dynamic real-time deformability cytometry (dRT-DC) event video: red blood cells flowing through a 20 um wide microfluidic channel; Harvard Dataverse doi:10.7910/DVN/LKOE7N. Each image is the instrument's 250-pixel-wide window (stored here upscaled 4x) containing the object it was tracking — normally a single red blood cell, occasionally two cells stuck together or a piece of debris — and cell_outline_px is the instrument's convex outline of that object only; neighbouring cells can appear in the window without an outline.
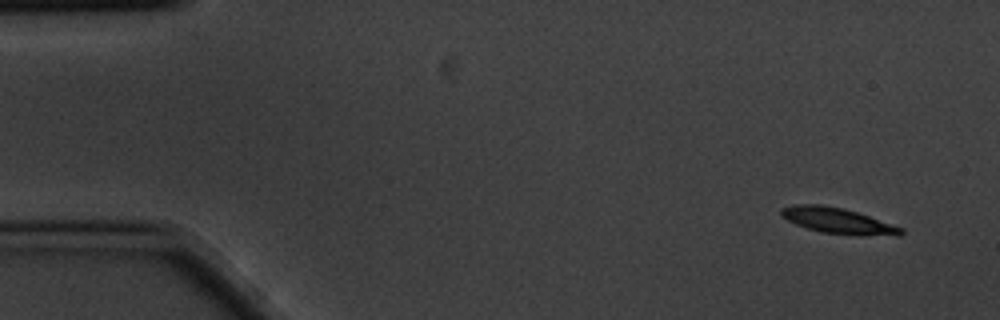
{"species": "common noctule bat (a hibernating species)", "species_latin": "Nyctalus noctula", "temperature_condition": "cold", "stored_images_in_passage": 6, "camera_frame_rate_fps": 3000, "um_per_image_px": 0.085, "animal": {"sex": "male", "body_mass_g": 20.1, "forearm_length_mm": 53.5}, "frame": {"image": 1, "passage_image": 1, "time_ms": 0.0, "image_size_px": [1000, 320], "cell_outline_px": [[904, 232], [900, 236], [856, 236], [820, 232], [796, 224], [780, 216], [780, 208], [792, 204], [820, 204], [840, 208], [856, 212], [904, 228]], "centroid_in_image_um": [71.23, 18.78], "position_along_channel_um": 13.8, "area_um2": 18.15}}